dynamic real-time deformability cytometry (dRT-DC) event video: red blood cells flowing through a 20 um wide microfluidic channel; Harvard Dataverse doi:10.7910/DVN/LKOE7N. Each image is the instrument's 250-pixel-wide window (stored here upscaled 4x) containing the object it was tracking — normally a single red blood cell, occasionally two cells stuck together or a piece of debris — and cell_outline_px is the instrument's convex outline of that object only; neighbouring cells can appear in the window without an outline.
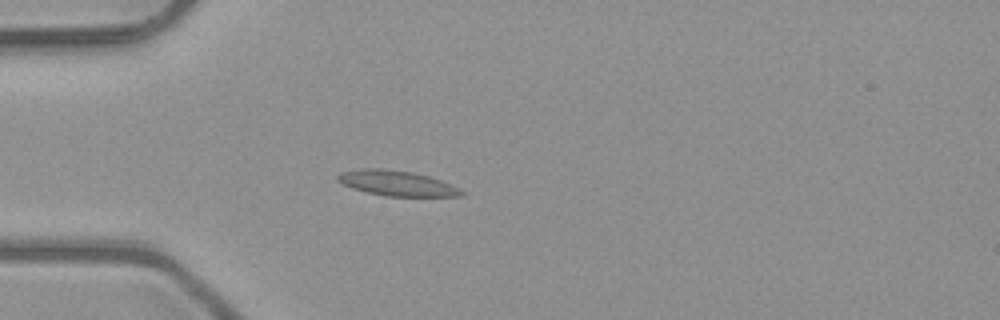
{"species": "common noctule bat (a hibernating species)", "species_latin": "Nyctalus noctula", "temperature_condition": "room temperature", "stored_images_in_passage": 4, "camera_frame_rate_fps": 3000, "um_per_image_px": 0.085, "animal": {"sex": "male", "body_mass_g": 23.1, "forearm_length_mm": 52.7}, "frame": {"image": 1, "passage_image": 4, "time_ms": 1.0, "image_size_px": [1000, 320], "cell_outline_px": [[464, 196], [384, 196], [364, 192], [352, 188], [336, 180], [336, 176], [340, 172], [360, 168], [380, 168], [412, 172], [428, 176], [440, 180], [460, 188], [464, 192]], "centroid_in_image_um": [33.69, 15.57], "position_along_channel_um": 51.3, "area_um2": 18.26}}